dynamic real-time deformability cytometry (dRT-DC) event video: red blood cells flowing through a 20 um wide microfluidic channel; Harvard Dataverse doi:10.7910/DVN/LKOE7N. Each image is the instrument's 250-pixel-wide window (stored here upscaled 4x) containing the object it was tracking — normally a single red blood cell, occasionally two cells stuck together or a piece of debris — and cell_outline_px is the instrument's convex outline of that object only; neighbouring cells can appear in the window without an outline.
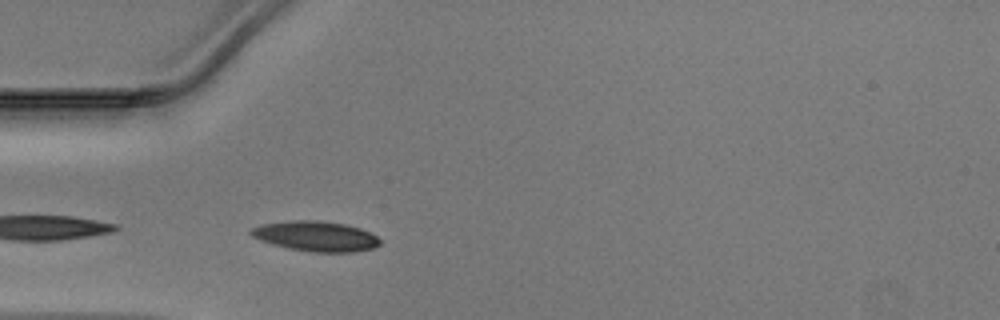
{"species": "Egyptian fruit bat (a non-hibernating species)", "species_latin": "Rousettus aegyptiacus", "temperature_condition": "warm", "stored_images_in_passage": 13, "camera_frame_rate_fps": 3000, "um_per_image_px": 0.085, "animal": {"sex": "male"}, "frame": {"image": 1, "passage_image": 1, "time_ms": 0.0, "image_size_px": [1000, 320], "cell_outline_px": [[380, 244], [372, 248], [352, 252], [316, 252], [288, 248], [272, 244], [260, 240], [252, 236], [248, 232], [252, 228], [260, 224], [292, 220], [316, 220], [344, 224], [360, 228], [376, 236], [380, 240]], "centroid_in_image_um": [26.81, 20.07], "position_along_channel_um": 58.2, "area_um2": 22.48}}
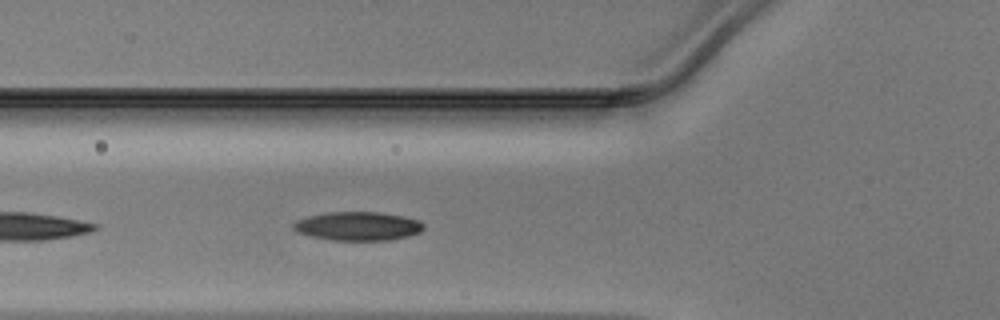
{"frame": {"image": 2, "passage_image": 4, "time_ms": 1.0, "image_size_px": [1000, 320], "cell_outline_px": [[424, 228], [420, 232], [408, 236], [388, 240], [332, 240], [308, 236], [296, 232], [292, 228], [292, 224], [296, 220], [308, 216], [328, 212], [380, 212], [404, 216], [420, 220], [424, 224]], "centroid_in_image_um": [30.4, 19.22], "position_along_channel_um": 95.4, "area_um2": 22.02}}
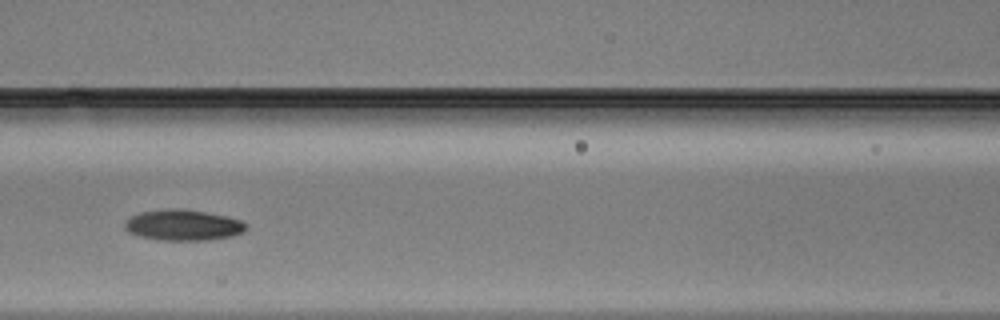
{"frame": {"image": 3, "passage_image": 8, "time_ms": 2.333, "image_size_px": [1000, 320], "cell_outline_px": [[248, 228], [244, 232], [232, 236], [208, 240], [156, 240], [140, 236], [128, 232], [124, 228], [124, 224], [132, 216], [140, 212], [168, 208], [180, 208], [208, 212], [228, 216], [240, 220], [248, 224]], "centroid_in_image_um": [15.6, 19.13], "position_along_channel_um": 151.0, "area_um2": 22.08}}